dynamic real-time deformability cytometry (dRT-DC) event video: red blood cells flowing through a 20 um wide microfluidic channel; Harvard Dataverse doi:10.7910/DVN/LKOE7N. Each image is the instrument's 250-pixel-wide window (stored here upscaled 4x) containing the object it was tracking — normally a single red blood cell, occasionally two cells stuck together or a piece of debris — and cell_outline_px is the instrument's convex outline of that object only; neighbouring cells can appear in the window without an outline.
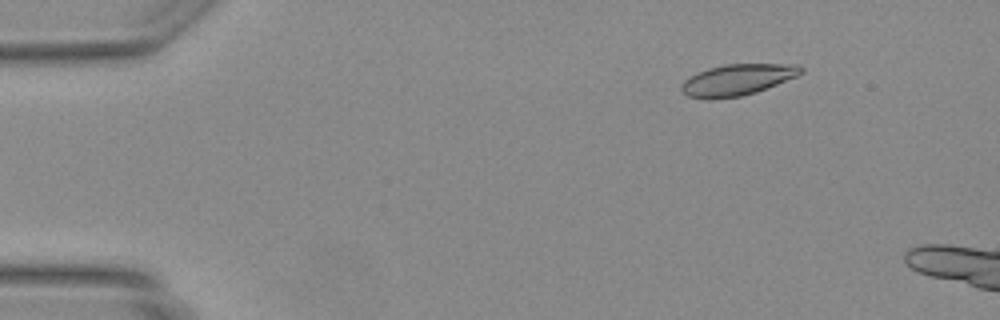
{"species": "Egyptian fruit bat (a non-hibernating species)", "species_latin": "Rousettus aegyptiacus", "temperature_condition": "warm", "stored_images_in_passage": 5, "camera_frame_rate_fps": 3000, "um_per_image_px": 0.085, "animal": {"sex": "female"}, "frame": {"image": 1, "passage_image": 1, "time_ms": 0.0, "image_size_px": [1000, 320], "cell_outline_px": [[804, 72], [796, 76], [756, 92], [740, 96], [688, 96], [680, 88], [680, 84], [688, 76], [696, 72], [708, 68], [724, 64], [796, 64], [804, 68]], "centroid_in_image_um": [62.7, 6.72], "position_along_channel_um": 22.3, "area_um2": 21.1}}